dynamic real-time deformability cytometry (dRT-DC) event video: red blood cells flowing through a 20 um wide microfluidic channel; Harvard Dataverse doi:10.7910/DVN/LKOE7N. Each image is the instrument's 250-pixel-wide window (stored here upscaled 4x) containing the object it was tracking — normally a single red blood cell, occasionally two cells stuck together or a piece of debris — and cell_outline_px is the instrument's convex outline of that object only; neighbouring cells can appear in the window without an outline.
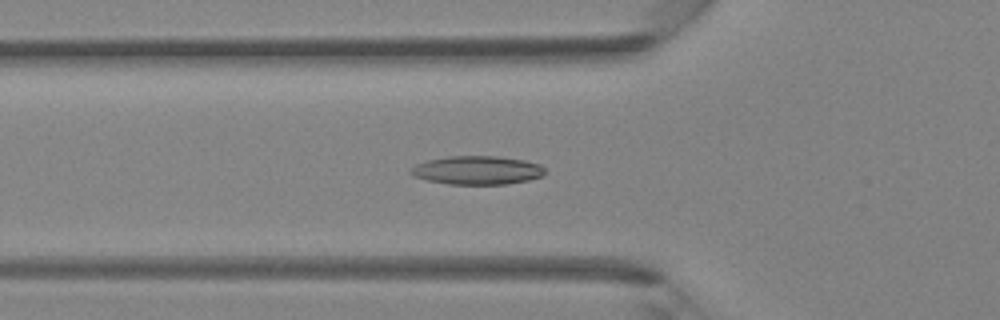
{"species": "Egyptian fruit bat (a non-hibernating species)", "species_latin": "Rousettus aegyptiacus", "temperature_condition": "room temperature", "stored_images_in_passage": 44, "camera_frame_rate_fps": 3000, "um_per_image_px": 0.085, "animal": {"sex": "female"}, "frame": {"image": 1, "passage_image": 16, "time_ms": 5.0, "image_size_px": [1000, 320], "cell_outline_px": [[548, 172], [544, 176], [528, 180], [504, 184], [448, 184], [428, 180], [412, 176], [408, 172], [416, 164], [428, 160], [448, 156], [500, 156], [524, 160], [540, 164]], "centroid_in_image_um": [40.59, 14.46], "position_along_channel_um": 85.2, "area_um2": 22.48}}
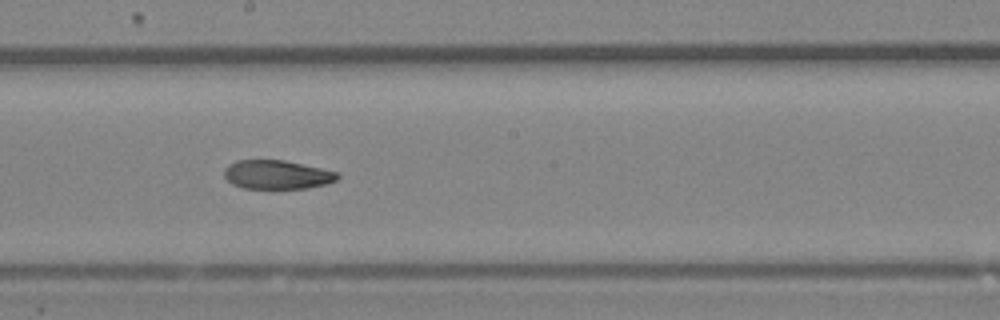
{"frame": {"image": 2, "passage_image": 25, "time_ms": 8.0, "image_size_px": [1000, 320], "cell_outline_px": [[340, 176], [336, 180], [324, 184], [308, 188], [244, 188], [232, 184], [224, 176], [224, 168], [228, 164], [236, 160], [284, 160], [340, 172]], "centroid_in_image_um": [23.54, 14.83], "position_along_channel_um": 224.7, "area_um2": 19.07}}
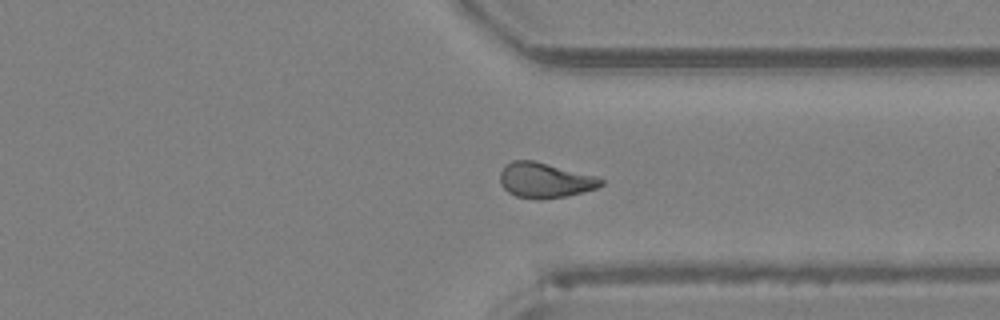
{"frame": {"image": 3, "passage_image": 34, "time_ms": 11.0, "image_size_px": [1000, 320], "cell_outline_px": [[604, 184], [596, 188], [564, 196], [516, 196], [508, 192], [500, 184], [500, 172], [504, 164], [512, 160], [532, 160], [596, 176], [604, 180]], "centroid_in_image_um": [46.29, 15.26], "position_along_channel_um": 365.1, "area_um2": 19.88}}